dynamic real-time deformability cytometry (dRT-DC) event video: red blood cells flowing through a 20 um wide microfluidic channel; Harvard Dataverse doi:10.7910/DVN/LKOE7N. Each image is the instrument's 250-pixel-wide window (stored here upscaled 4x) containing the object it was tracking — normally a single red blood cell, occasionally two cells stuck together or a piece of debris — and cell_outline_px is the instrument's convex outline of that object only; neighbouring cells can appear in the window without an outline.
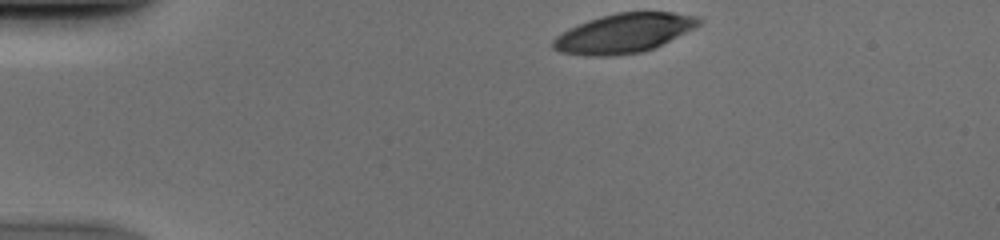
{"species": "human", "species_latin": "Homo sapiens", "temperature_condition": "cold", "stored_images_in_passage": 36, "camera_frame_rate_fps": 3000, "um_per_image_px": 0.085, "donor": {"sex": "male"}, "frame": {"image": 1, "passage_image": 1, "time_ms": 0.0, "image_size_px": [1000, 240], "cell_outline_px": [[704, 20], [700, 24], [644, 52], [612, 56], [584, 56], [560, 52], [552, 48], [552, 40], [556, 36], [568, 28], [588, 20], [600, 16], [616, 12], [672, 12], [700, 16]], "centroid_in_image_um": [52.98, 2.82], "position_along_channel_um": 32.0, "area_um2": 33.35}}
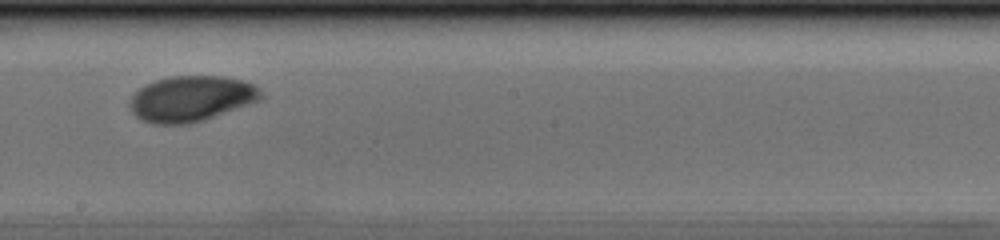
{"frame": {"image": 2, "passage_image": 21, "time_ms": 6.667, "image_size_px": [1000, 240], "cell_outline_px": [[260, 100], [204, 120], [188, 124], [152, 124], [140, 120], [132, 112], [128, 104], [128, 100], [144, 84], [156, 80], [172, 76], [224, 76], [244, 80], [252, 84], [260, 92]], "centroid_in_image_um": [16.19, 8.39], "position_along_channel_um": 232.0, "area_um2": 34.85}}
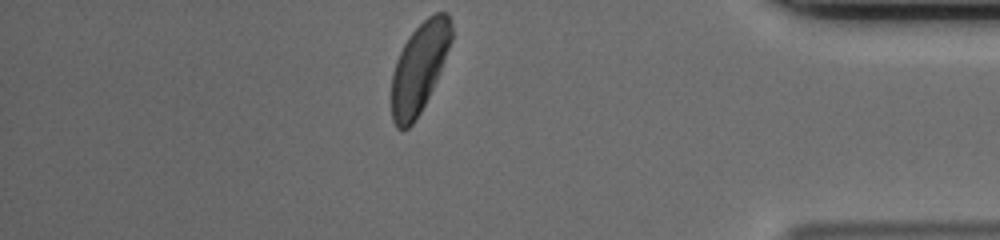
{"frame": {"image": 3, "passage_image": 36, "time_ms": 11.667, "image_size_px": [1000, 240], "cell_outline_px": [[452, 40], [440, 72], [420, 112], [412, 124], [408, 128], [400, 132], [396, 128], [392, 120], [392, 72], [396, 60], [408, 36], [428, 16], [436, 12], [448, 12], [452, 24]], "centroid_in_image_um": [35.64, 5.75], "position_along_channel_um": 399.6, "area_um2": 31.27}}